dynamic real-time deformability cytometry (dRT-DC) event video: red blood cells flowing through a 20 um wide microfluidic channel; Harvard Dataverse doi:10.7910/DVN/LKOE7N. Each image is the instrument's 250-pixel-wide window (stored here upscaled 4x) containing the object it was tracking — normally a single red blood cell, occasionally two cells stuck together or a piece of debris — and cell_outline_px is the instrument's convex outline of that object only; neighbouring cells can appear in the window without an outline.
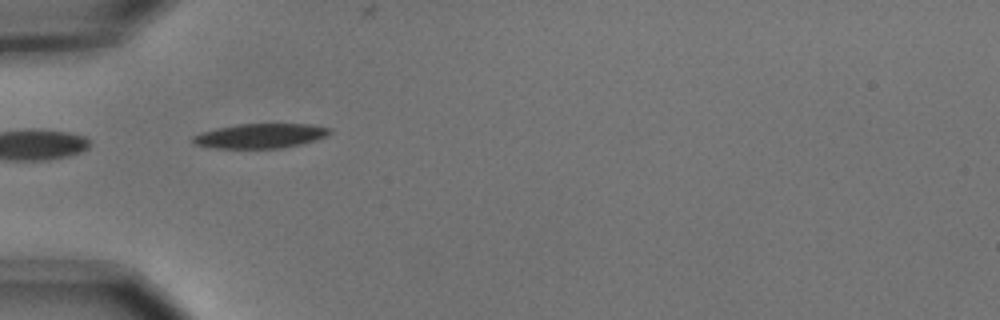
{"species": "common noctule bat (a hibernating species)", "species_latin": "Nyctalus noctula", "temperature_condition": "cold", "stored_images_in_passage": 6, "camera_frame_rate_fps": 3000, "um_per_image_px": 0.085, "animal": {"sex": "male", "body_mass_g": 15.6}, "frame": {"image": 1, "passage_image": 5, "time_ms": 1.333, "image_size_px": [1000, 320], "cell_outline_px": [[332, 132], [328, 136], [316, 140], [300, 144], [280, 148], [216, 148], [192, 144], [192, 136], [200, 132], [216, 128], [240, 124], [308, 124], [332, 128]], "centroid_in_image_um": [22.13, 11.55], "position_along_channel_um": 62.9, "area_um2": 19.71}}